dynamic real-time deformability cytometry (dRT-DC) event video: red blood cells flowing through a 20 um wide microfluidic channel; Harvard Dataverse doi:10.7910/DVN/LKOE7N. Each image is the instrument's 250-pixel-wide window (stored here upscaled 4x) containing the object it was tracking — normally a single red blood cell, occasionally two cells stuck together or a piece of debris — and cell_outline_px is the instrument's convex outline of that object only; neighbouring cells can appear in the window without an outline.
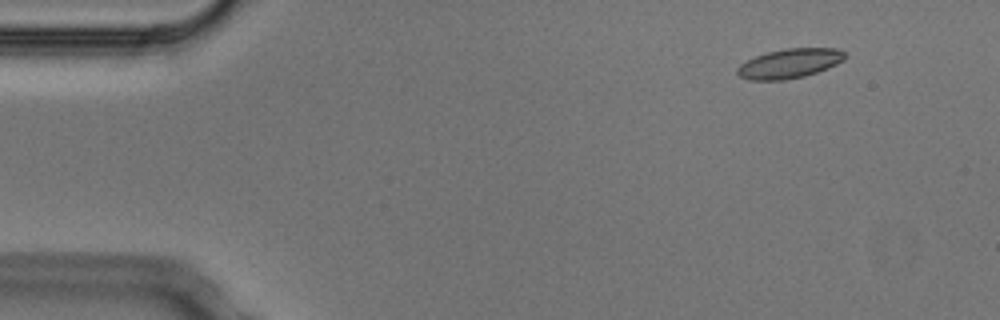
{"species": "Egyptian fruit bat (a non-hibernating species)", "species_latin": "Rousettus aegyptiacus", "temperature_condition": "cold", "stored_images_in_passage": 5, "camera_frame_rate_fps": 3000, "um_per_image_px": 0.085, "animal": {"sex": "male"}, "frame": {"image": 1, "passage_image": 2, "time_ms": 0.333, "image_size_px": [1000, 320], "cell_outline_px": [[848, 56], [844, 60], [828, 68], [804, 76], [784, 80], [748, 80], [740, 76], [736, 72], [736, 68], [740, 64], [756, 56], [768, 52], [784, 48], [836, 48], [844, 52]], "centroid_in_image_um": [67.12, 5.39], "position_along_channel_um": 17.9, "area_um2": 18.5}}
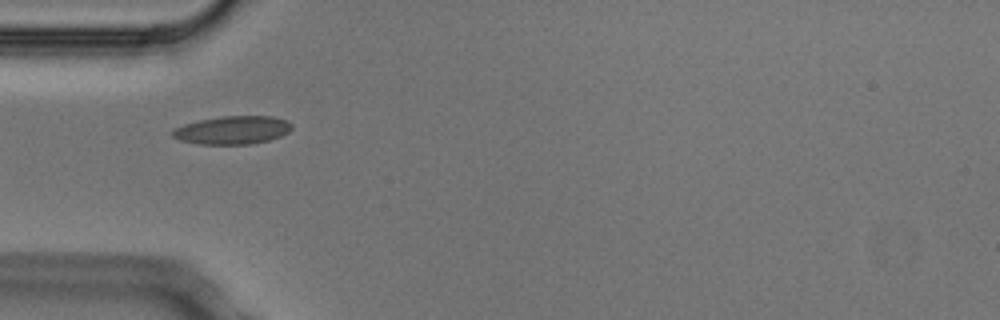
{"frame": {"image": 2, "passage_image": 5, "time_ms": 1.333, "image_size_px": [1000, 320], "cell_outline_px": [[292, 128], [288, 132], [280, 136], [268, 140], [248, 144], [200, 144], [180, 140], [172, 136], [172, 132], [176, 128], [184, 124], [200, 120], [224, 116], [272, 116], [288, 120], [292, 124]], "centroid_in_image_um": [19.79, 11.05], "position_along_channel_um": 65.2, "area_um2": 19.42}}